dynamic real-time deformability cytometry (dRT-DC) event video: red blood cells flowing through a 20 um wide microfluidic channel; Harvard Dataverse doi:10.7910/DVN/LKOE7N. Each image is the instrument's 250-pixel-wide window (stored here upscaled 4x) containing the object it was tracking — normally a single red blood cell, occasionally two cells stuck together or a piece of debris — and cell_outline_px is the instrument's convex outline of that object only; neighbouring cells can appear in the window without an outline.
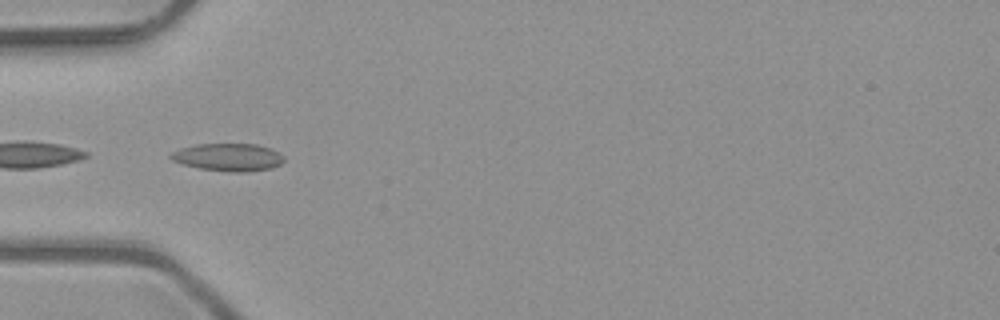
{"species": "common noctule bat (a hibernating species)", "species_latin": "Nyctalus noctula", "temperature_condition": "room temperature", "stored_images_in_passage": 7, "camera_frame_rate_fps": 3000, "um_per_image_px": 0.085, "animal": {"sex": "male", "body_mass_g": 23.1, "forearm_length_mm": 52.7}, "frame": {"image": 1, "passage_image": 4, "time_ms": 1.0, "image_size_px": [1000, 320], "cell_outline_px": [[284, 160], [280, 164], [272, 168], [244, 172], [232, 172], [200, 168], [184, 164], [172, 160], [168, 156], [172, 152], [180, 148], [196, 144], [256, 144], [272, 148], [280, 152], [284, 156]], "centroid_in_image_um": [19.43, 13.35], "position_along_channel_um": 65.6, "area_um2": 18.26}}
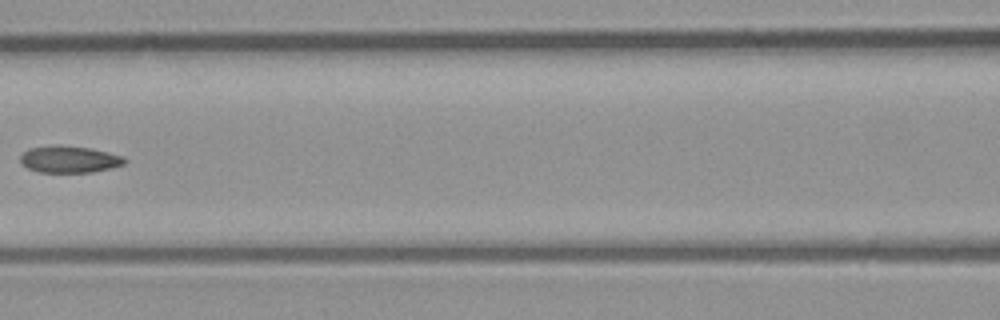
{"frame": {"image": 2, "passage_image": 6, "time_ms": 1.667, "image_size_px": [1000, 320], "cell_outline_px": [[128, 160], [124, 164], [112, 168], [92, 172], [40, 172], [28, 168], [20, 160], [20, 156], [28, 148], [60, 144], [88, 148], [108, 152], [124, 156]], "centroid_in_image_um": [5.92, 13.53], "position_along_channel_um": 160.7, "area_um2": 16.36}}
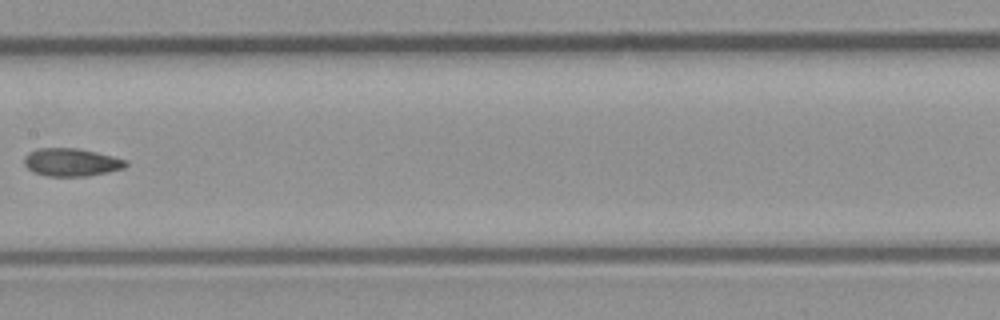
{"frame": {"image": 3, "passage_image": 7, "time_ms": 2.0, "image_size_px": [1000, 320], "cell_outline_px": [[128, 164], [124, 168], [108, 172], [88, 176], [48, 176], [32, 172], [24, 164], [24, 156], [28, 152], [36, 148], [76, 148], [96, 152], [128, 160]], "centroid_in_image_um": [6.05, 13.79], "position_along_channel_um": 201.3, "area_um2": 16.65}}